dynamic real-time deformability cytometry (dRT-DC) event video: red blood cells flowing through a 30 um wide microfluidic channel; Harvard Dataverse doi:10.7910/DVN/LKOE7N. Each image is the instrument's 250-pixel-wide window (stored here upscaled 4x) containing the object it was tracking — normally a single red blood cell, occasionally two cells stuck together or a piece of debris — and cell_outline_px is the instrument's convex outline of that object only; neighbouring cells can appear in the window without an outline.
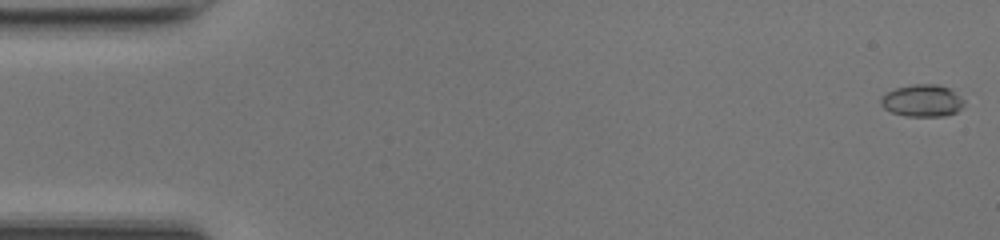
{"species": "common noctule bat (a hibernating species)", "species_latin": "Nyctalus noctula", "temperature_condition": "room temperature", "stored_images_in_passage": 50, "camera_frame_rate_fps": 3000, "um_per_image_px": 0.085, "animal": {"sex": "female", "body_mass_g": 17.0, "forearm_length_mm": 48.0}, "frame": {"image": 1, "passage_image": 1, "time_ms": 0.0, "image_size_px": [1000, 240], "cell_outline_px": [[964, 104], [956, 112], [944, 116], [904, 116], [892, 112], [884, 108], [880, 104], [880, 96], [896, 88], [912, 84], [940, 84], [952, 88], [964, 100]], "centroid_in_image_um": [78.4, 8.54], "position_along_channel_um": 6.6, "area_um2": 15.78}}
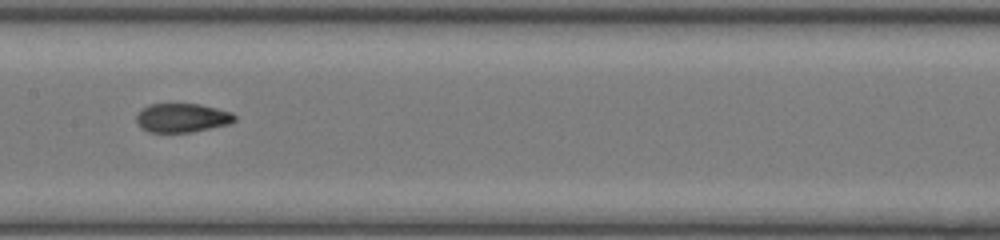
{"frame": {"image": 2, "passage_image": 25, "time_ms": 8.0, "image_size_px": [1000, 240], "cell_outline_px": [[236, 120], [228, 124], [192, 132], [148, 132], [140, 128], [136, 120], [136, 116], [148, 104], [200, 104], [232, 112], [236, 116]], "centroid_in_image_um": [15.48, 10.02], "position_along_channel_um": 191.9, "area_um2": 16.53}}
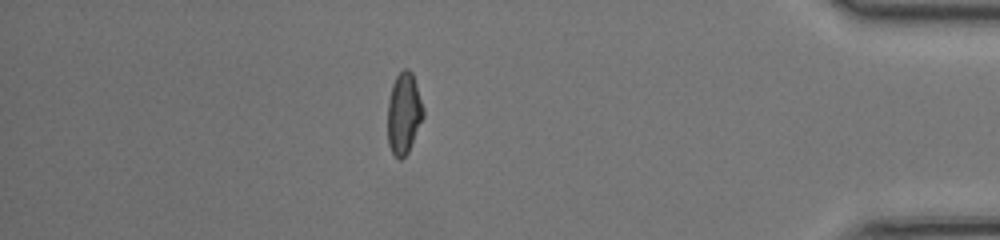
{"frame": {"image": 3, "passage_image": 43, "time_ms": 14.0, "image_size_px": [1000, 240], "cell_outline_px": [[424, 116], [408, 152], [400, 160], [392, 152], [388, 144], [388, 100], [392, 84], [396, 76], [404, 68], [408, 68], [412, 72], [424, 108]], "centroid_in_image_um": [34.33, 9.61], "position_along_channel_um": 400.9, "area_um2": 16.88}, "authors_computed_cell_mechanics": {"area_um2": 16.7042, "velocity_mm_per_s": 4.2308, "shape_relaxation_time_tau1_ms": 5.7844, "shape_relaxation_time_tau2_ms": 1.1144, "deformation_change_tau1": 0.2218, "deformation_change_tau2": 0.0665}}